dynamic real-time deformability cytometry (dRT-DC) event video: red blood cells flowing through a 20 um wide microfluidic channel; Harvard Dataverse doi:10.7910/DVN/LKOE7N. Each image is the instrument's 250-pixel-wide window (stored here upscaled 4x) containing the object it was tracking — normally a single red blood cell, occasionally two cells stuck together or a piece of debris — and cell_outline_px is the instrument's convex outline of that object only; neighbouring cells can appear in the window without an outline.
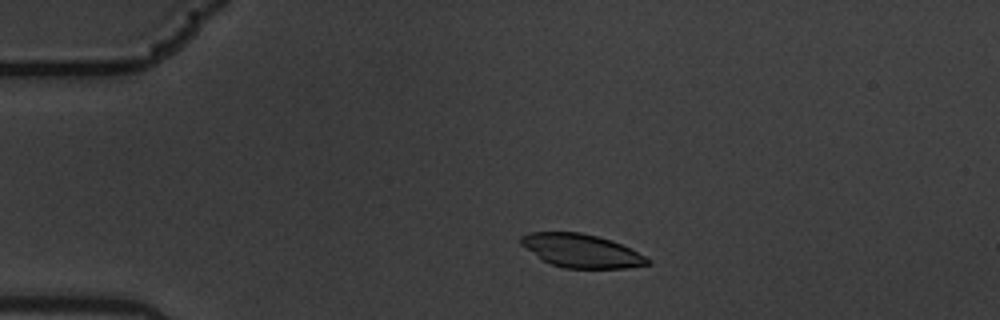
{"species": "common noctule bat (a hibernating species)", "species_latin": "Nyctalus noctula", "temperature_condition": "warm", "stored_images_in_passage": 9, "camera_frame_rate_fps": 3000, "um_per_image_px": 0.085, "animal": {"sex": "male", "body_mass_g": 19.5, "forearm_length_mm": 54.6}, "frame": {"image": 1, "passage_image": 1, "time_ms": 0.0, "image_size_px": [1000, 320], "cell_outline_px": [[652, 264], [624, 268], [564, 268], [552, 264], [544, 260], [520, 244], [520, 236], [528, 232], [580, 232], [612, 240], [652, 260]], "centroid_in_image_um": [49.41, 21.31], "position_along_channel_um": 35.6, "area_um2": 24.39}}
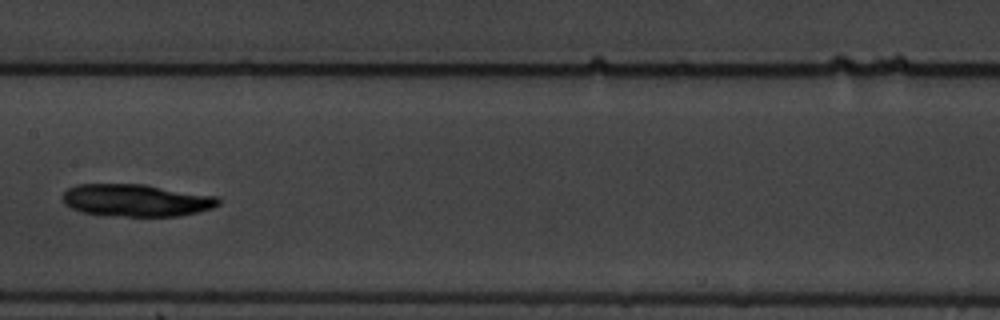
{"frame": {"image": 2, "passage_image": 6, "time_ms": 1.667, "image_size_px": [1000, 320], "cell_outline_px": [[220, 204], [212, 208], [180, 216], [108, 216], [80, 212], [64, 204], [64, 192], [68, 188], [76, 184], [144, 184], [216, 196], [220, 200]], "centroid_in_image_um": [11.56, 17.03], "position_along_channel_um": 195.8, "area_um2": 29.42}}
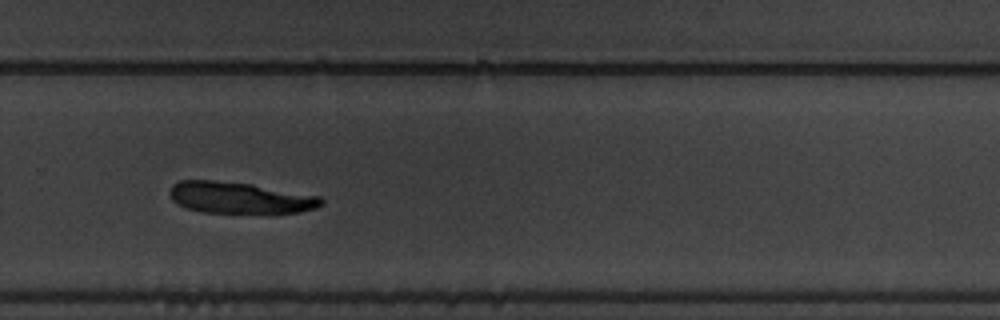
{"frame": {"image": 3, "passage_image": 9, "time_ms": 2.667, "image_size_px": [1000, 320], "cell_outline_px": [[324, 204], [316, 208], [300, 212], [200, 212], [176, 204], [172, 200], [168, 192], [172, 184], [180, 180], [212, 180], [252, 184], [320, 196], [324, 200]], "centroid_in_image_um": [20.35, 16.79], "position_along_channel_um": 309.4, "area_um2": 27.69}}